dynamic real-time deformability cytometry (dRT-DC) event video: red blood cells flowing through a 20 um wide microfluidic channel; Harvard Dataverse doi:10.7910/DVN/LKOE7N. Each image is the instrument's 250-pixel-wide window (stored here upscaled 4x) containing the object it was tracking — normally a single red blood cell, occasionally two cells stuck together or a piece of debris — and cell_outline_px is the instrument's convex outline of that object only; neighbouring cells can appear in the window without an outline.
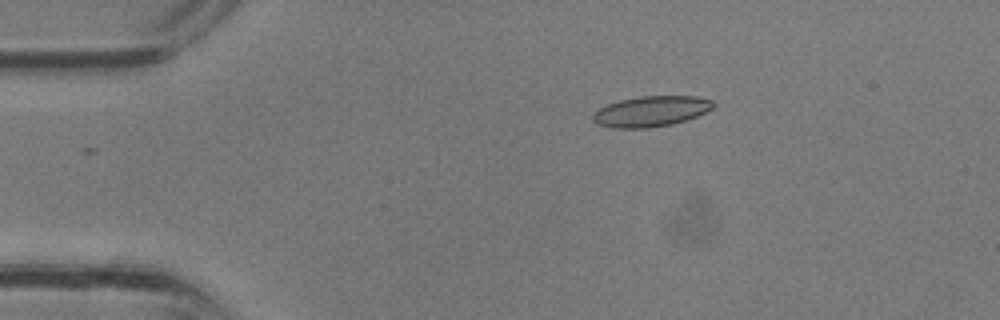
{"species": "common noctule bat (a hibernating species)", "species_latin": "Nyctalus noctula", "temperature_condition": "room temperature", "stored_images_in_passage": 3, "camera_frame_rate_fps": 3000, "um_per_image_px": 0.085, "animal": {"sex": "male", "body_mass_g": 13.3}, "frame": {"image": 1, "passage_image": 2, "time_ms": 0.333, "image_size_px": [1000, 320], "cell_outline_px": [[716, 104], [712, 108], [696, 116], [672, 124], [648, 128], [612, 128], [596, 124], [592, 120], [592, 112], [608, 104], [620, 100], [640, 96], [696, 96], [712, 100]], "centroid_in_image_um": [55.29, 9.46], "position_along_channel_um": 29.7, "area_um2": 21.44}}